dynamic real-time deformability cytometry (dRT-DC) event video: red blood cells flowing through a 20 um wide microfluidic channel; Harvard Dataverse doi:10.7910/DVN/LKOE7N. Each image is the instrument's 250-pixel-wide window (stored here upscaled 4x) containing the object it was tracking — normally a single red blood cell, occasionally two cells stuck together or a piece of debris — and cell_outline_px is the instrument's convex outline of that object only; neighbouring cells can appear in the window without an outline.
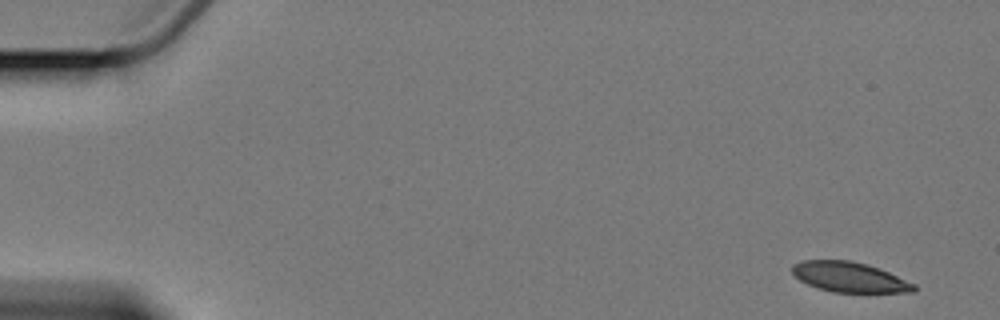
{"species": "Egyptian fruit bat (a non-hibernating species)", "species_latin": "Rousettus aegyptiacus", "temperature_condition": "cold", "stored_images_in_passage": 5, "camera_frame_rate_fps": 3000, "um_per_image_px": 0.085, "animal": {"sex": "female"}, "frame": {"image": 1, "passage_image": 1, "time_ms": 0.0, "image_size_px": [1000, 320], "cell_outline_px": [[916, 292], [832, 292], [816, 288], [800, 280], [792, 272], [792, 264], [804, 260], [848, 260], [868, 264], [888, 272], [916, 284]], "centroid_in_image_um": [72.2, 23.55], "position_along_channel_um": 12.8, "area_um2": 21.33}}